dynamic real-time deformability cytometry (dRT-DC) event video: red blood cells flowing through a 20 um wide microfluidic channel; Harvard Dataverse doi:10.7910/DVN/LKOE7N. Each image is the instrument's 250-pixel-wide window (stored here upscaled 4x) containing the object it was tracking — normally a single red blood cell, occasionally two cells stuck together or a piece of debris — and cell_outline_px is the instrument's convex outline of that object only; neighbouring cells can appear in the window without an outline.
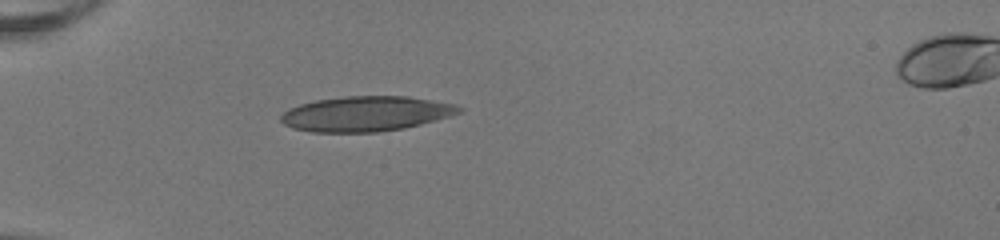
{"species": "human", "species_latin": "Homo sapiens", "temperature_condition": "room temperature", "stored_images_in_passage": 36, "camera_frame_rate_fps": 3000, "um_per_image_px": 0.085, "donor": {"sex": "female"}, "frame": {"image": 1, "passage_image": 1, "time_ms": 0.0, "image_size_px": [1000, 240], "cell_outline_px": [[464, 108], [460, 112], [452, 116], [404, 128], [376, 132], [312, 132], [292, 128], [284, 124], [280, 120], [280, 116], [288, 108], [300, 104], [316, 100], [348, 96], [408, 96], [456, 104]], "centroid_in_image_um": [31.11, 9.67], "position_along_channel_um": 53.9, "area_um2": 36.47}}
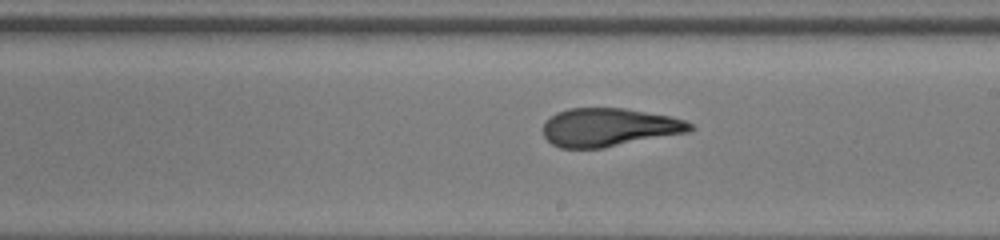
{"frame": {"image": 2, "passage_image": 16, "time_ms": 5.0, "image_size_px": [1000, 240], "cell_outline_px": [[696, 128], [692, 132], [604, 148], [560, 148], [552, 144], [544, 136], [544, 120], [556, 112], [568, 108], [624, 108], [668, 116], [684, 120], [692, 124]], "centroid_in_image_um": [51.79, 10.83], "position_along_channel_um": 237.2, "area_um2": 33.12}}
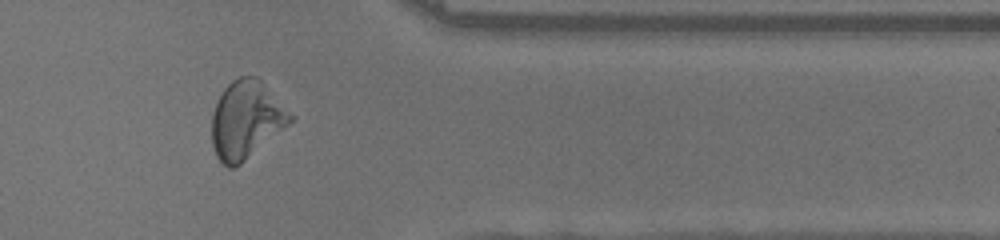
{"frame": {"image": 3, "passage_image": 28, "time_ms": 9.0, "image_size_px": [1000, 240], "cell_outline_px": [[296, 116], [288, 124], [240, 164], [232, 168], [228, 168], [216, 156], [212, 144], [212, 112], [224, 88], [232, 80], [240, 76], [256, 76]], "centroid_in_image_um": [20.92, 10.16], "position_along_channel_um": 390.5, "area_um2": 35.14}, "authors_computed_cell_mechanics": {"area_um2": 34.3332, "velocity_mm_per_s": 4.0594, "shape_relaxation_time_tau1_ms": 7.8991, "shape_relaxation_time_tau2_ms": 1.3248, "deformation_change_tau1": 0.2822, "deformation_change_tau2": 0.0939}}